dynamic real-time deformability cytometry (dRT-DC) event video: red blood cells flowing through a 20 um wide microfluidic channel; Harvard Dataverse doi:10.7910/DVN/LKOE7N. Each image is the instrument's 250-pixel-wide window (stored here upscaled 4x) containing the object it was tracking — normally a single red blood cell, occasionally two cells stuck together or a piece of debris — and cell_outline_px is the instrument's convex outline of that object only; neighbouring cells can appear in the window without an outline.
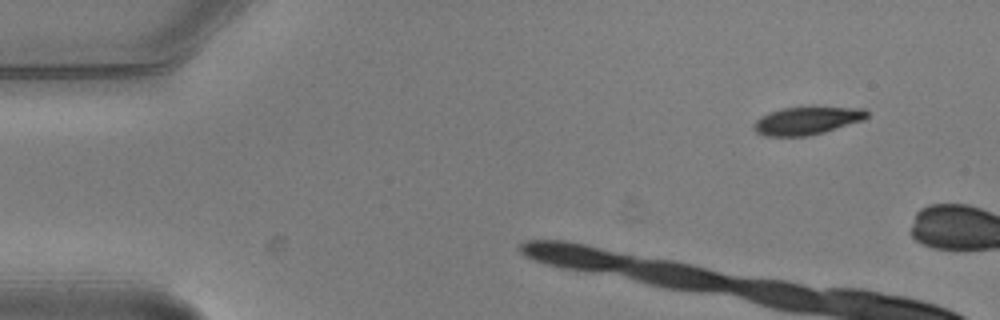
{"species": "common noctule bat (a hibernating species)", "species_latin": "Nyctalus noctula", "temperature_condition": "warm", "stored_images_in_passage": 2, "camera_frame_rate_fps": 3000, "um_per_image_px": 0.085, "animal": {"sex": "male", "body_mass_g": 20.5, "forearm_length_mm": 52.5}, "frame": {"image": 1, "passage_image": 1, "time_ms": 0.0, "image_size_px": [1000, 320], "cell_outline_px": [[868, 116], [864, 120], [824, 132], [808, 136], [764, 136], [756, 132], [752, 128], [752, 124], [760, 116], [768, 112], [784, 108], [864, 108], [868, 112]], "centroid_in_image_um": [68.54, 10.28], "position_along_channel_um": 16.5, "area_um2": 18.21}}